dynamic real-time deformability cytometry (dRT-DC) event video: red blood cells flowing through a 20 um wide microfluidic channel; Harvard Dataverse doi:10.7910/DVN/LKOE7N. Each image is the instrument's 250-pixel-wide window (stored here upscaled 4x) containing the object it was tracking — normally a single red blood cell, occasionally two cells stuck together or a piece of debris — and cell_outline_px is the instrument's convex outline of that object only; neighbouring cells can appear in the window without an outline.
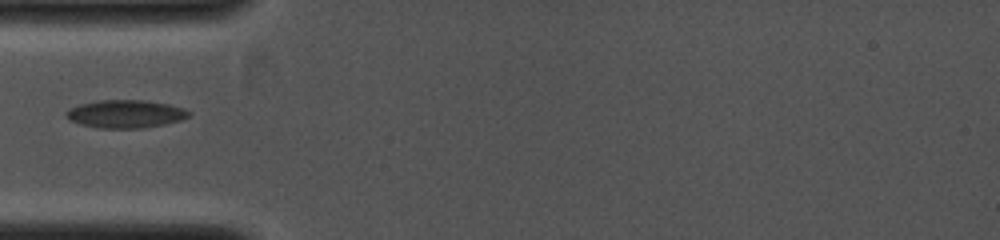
{"species": "common noctule bat (a hibernating species)", "species_latin": "Nyctalus noctula", "temperature_condition": "cold", "stored_images_in_passage": 27, "camera_frame_rate_fps": 4000, "um_per_image_px": 0.085, "animal": {"sex": "female", "body_mass_g": 19.0, "forearm_length_mm": 53.3}, "frame": {"image": 1, "passage_image": 1, "time_ms": 0.0, "image_size_px": [1000, 240], "cell_outline_px": [[192, 112], [188, 116], [180, 120], [164, 124], [144, 128], [96, 128], [80, 124], [72, 120], [64, 112], [68, 108], [80, 104], [100, 100], [144, 100], [168, 104], [184, 108]], "centroid_in_image_um": [10.67, 9.68], "position_along_channel_um": 74.3, "area_um2": 19.94}}
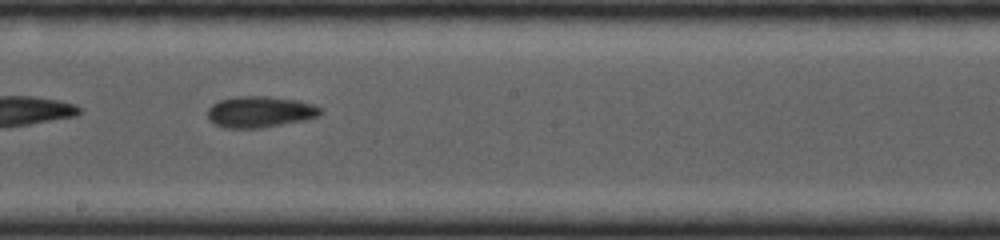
{"frame": {"image": 2, "passage_image": 11, "time_ms": 2.5, "image_size_px": [1000, 240], "cell_outline_px": [[324, 112], [320, 116], [308, 120], [260, 128], [224, 128], [208, 120], [208, 108], [212, 104], [220, 100], [236, 96], [268, 96], [296, 100], [316, 104], [324, 108]], "centroid_in_image_um": [22.17, 9.51], "position_along_channel_um": 226.0, "area_um2": 20.98}}
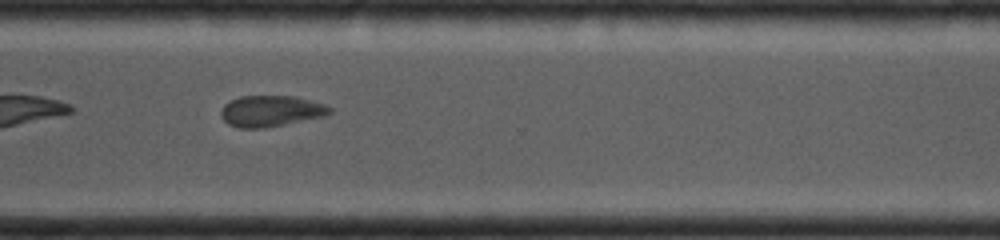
{"frame": {"image": 3, "passage_image": 19, "time_ms": 4.5, "image_size_px": [1000, 240], "cell_outline_px": [[332, 112], [324, 116], [264, 128], [240, 128], [228, 124], [220, 116], [220, 108], [224, 104], [240, 96], [296, 96], [324, 104], [332, 108]], "centroid_in_image_um": [23.0, 9.43], "position_along_channel_um": 347.6, "area_um2": 19.71}}